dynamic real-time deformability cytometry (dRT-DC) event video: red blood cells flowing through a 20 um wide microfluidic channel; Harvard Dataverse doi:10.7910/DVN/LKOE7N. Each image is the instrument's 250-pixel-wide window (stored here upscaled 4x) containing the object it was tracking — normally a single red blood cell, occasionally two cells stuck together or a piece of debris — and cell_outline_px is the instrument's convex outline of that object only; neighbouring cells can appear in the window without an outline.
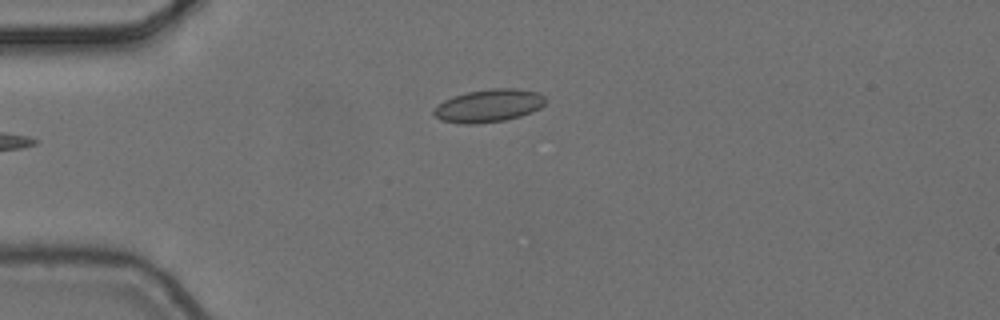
{"species": "common noctule bat (a hibernating species)", "species_latin": "Nyctalus noctula", "temperature_condition": "cold", "stored_images_in_passage": 3, "camera_frame_rate_fps": 3000, "um_per_image_px": 0.085, "animal": {"sex": "female", "body_mass_g": 24.6, "forearm_length_mm": 56.2}, "frame": {"image": 1, "passage_image": 3, "time_ms": 0.667, "image_size_px": [1000, 320], "cell_outline_px": [[544, 104], [540, 108], [532, 112], [520, 116], [504, 120], [476, 124], [460, 124], [440, 120], [432, 112], [432, 108], [444, 100], [452, 96], [468, 92], [492, 88], [516, 88], [540, 92], [544, 96]], "centroid_in_image_um": [41.51, 8.98], "position_along_channel_um": 43.5, "area_um2": 21.56}}